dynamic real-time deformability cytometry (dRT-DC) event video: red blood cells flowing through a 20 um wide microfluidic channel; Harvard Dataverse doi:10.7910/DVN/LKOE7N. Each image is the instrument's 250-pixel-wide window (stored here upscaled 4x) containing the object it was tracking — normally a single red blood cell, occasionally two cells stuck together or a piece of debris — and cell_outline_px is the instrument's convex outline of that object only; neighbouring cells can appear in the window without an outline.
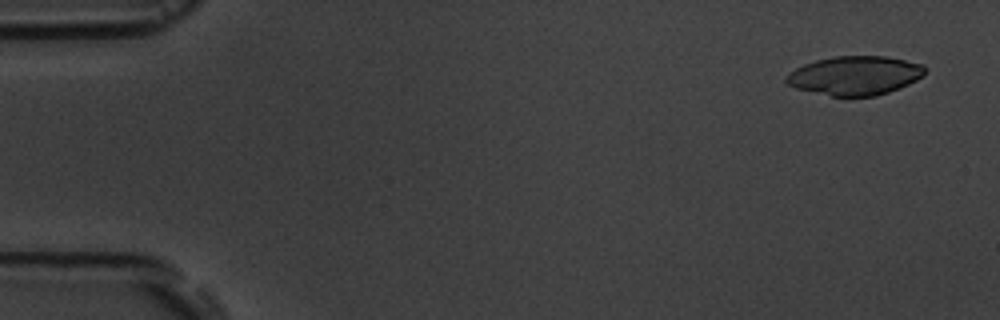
{"species": "common noctule bat (a hibernating species)", "species_latin": "Nyctalus noctula", "temperature_condition": "room temperature", "stored_images_in_passage": 6, "camera_frame_rate_fps": 3000, "um_per_image_px": 0.085, "animal": {"sex": "male", "body_mass_g": 19.5, "forearm_length_mm": 54.6}, "frame": {"image": 1, "passage_image": 1, "time_ms": 0.0, "image_size_px": [1000, 320], "cell_outline_px": [[924, 76], [900, 88], [876, 96], [832, 96], [796, 88], [788, 84], [784, 80], [784, 76], [796, 68], [804, 64], [816, 60], [832, 56], [884, 56], [924, 64]], "centroid_in_image_um": [72.66, 6.42], "position_along_channel_um": 12.3, "area_um2": 31.44}}